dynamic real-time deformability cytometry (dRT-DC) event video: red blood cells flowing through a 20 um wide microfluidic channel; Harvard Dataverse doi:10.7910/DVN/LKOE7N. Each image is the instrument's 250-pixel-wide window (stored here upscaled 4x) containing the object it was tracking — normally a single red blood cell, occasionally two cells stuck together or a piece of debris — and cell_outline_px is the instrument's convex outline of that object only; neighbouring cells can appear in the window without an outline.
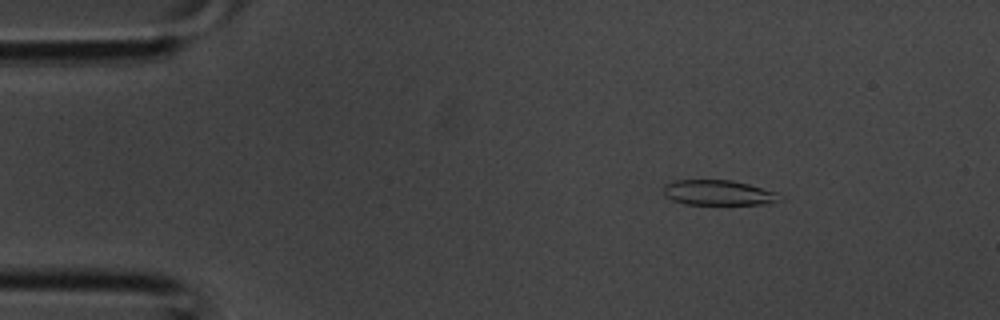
{"species": "common noctule bat (a hibernating species)", "species_latin": "Nyctalus noctula", "temperature_condition": "room temperature", "stored_images_in_passage": 37, "camera_frame_rate_fps": 3000, "um_per_image_px": 0.085, "animal": {"sex": "male", "body_mass_g": 20.1, "forearm_length_mm": 53.5}, "frame": {"image": 1, "passage_image": 5, "time_ms": 1.333, "image_size_px": [1000, 320], "cell_outline_px": [[784, 200], [768, 204], [684, 204], [672, 200], [664, 196], [664, 184], [672, 180], [732, 180], [748, 184], [776, 192]], "centroid_in_image_um": [61.05, 16.38], "position_along_channel_um": 24.0, "area_um2": 17.17}}
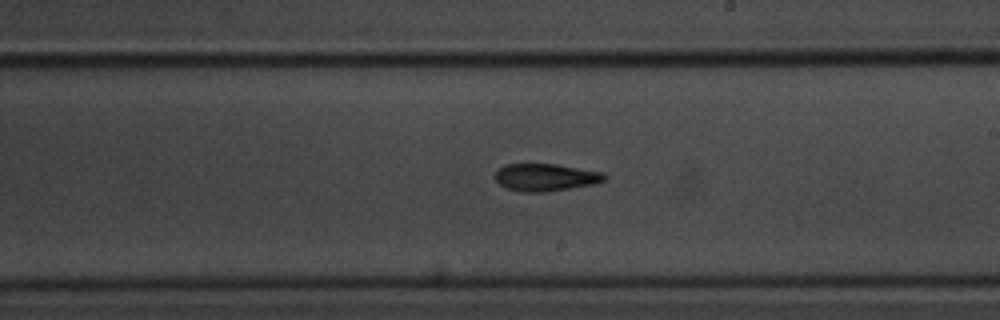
{"frame": {"image": 2, "passage_image": 21, "time_ms": 6.667, "image_size_px": [1000, 320], "cell_outline_px": [[608, 176], [604, 180], [592, 184], [548, 192], [520, 192], [508, 188], [500, 184], [492, 176], [496, 168], [504, 164], [556, 164], [604, 172]], "centroid_in_image_um": [46.32, 15.06], "position_along_channel_um": 242.7, "area_um2": 17.69}}
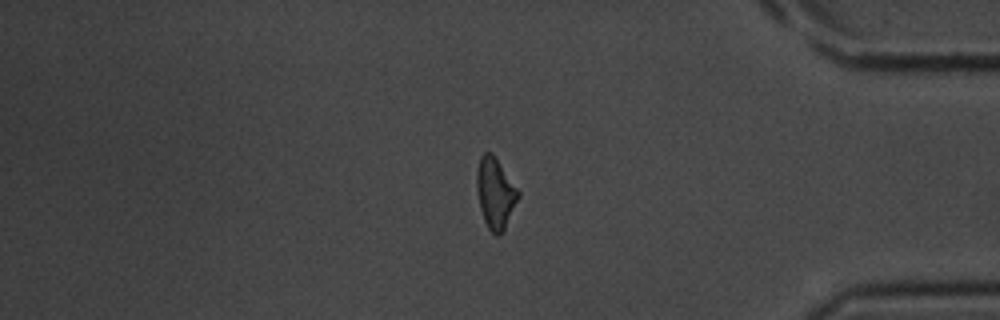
{"frame": {"image": 3, "passage_image": 31, "time_ms": 10.0, "image_size_px": [1000, 320], "cell_outline_px": [[520, 196], [504, 232], [496, 236], [488, 228], [484, 220], [480, 208], [476, 188], [476, 172], [480, 156], [484, 152], [492, 152], [520, 192]], "centroid_in_image_um": [42.1, 16.43], "position_along_channel_um": 393.1, "area_um2": 17.28}}